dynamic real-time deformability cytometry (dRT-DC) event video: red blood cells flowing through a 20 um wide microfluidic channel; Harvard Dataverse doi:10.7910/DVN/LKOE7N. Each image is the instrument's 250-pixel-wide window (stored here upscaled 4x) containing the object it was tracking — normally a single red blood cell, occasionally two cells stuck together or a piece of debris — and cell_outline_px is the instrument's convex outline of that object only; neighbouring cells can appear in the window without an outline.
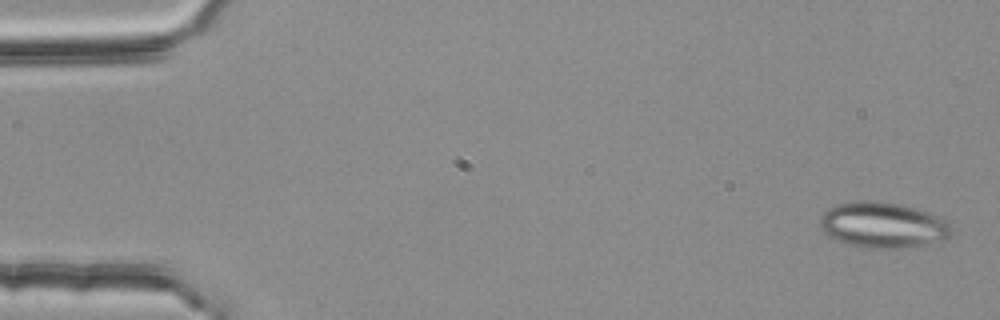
{"species": "common noctule bat (a hibernating species)", "species_latin": "Nyctalus noctula", "temperature_condition": "room temperature", "stored_images_in_passage": 4, "camera_frame_rate_fps": 3000, "um_per_image_px": 0.085, "animal": {"sex": "female", "body_mass_g": 25.1}, "frame": {"image": 1, "passage_image": 1, "time_ms": 0.0, "image_size_px": [1000, 320], "cell_outline_px": [[952, 228], [948, 236], [940, 240], [908, 248], [864, 248], [848, 244], [836, 240], [828, 236], [824, 232], [820, 224], [820, 216], [828, 208], [836, 204], [860, 200], [872, 200], [900, 204], [932, 212], [952, 224]], "centroid_in_image_um": [75.04, 19.12], "position_along_channel_um": 10.0, "area_um2": 35.26}}